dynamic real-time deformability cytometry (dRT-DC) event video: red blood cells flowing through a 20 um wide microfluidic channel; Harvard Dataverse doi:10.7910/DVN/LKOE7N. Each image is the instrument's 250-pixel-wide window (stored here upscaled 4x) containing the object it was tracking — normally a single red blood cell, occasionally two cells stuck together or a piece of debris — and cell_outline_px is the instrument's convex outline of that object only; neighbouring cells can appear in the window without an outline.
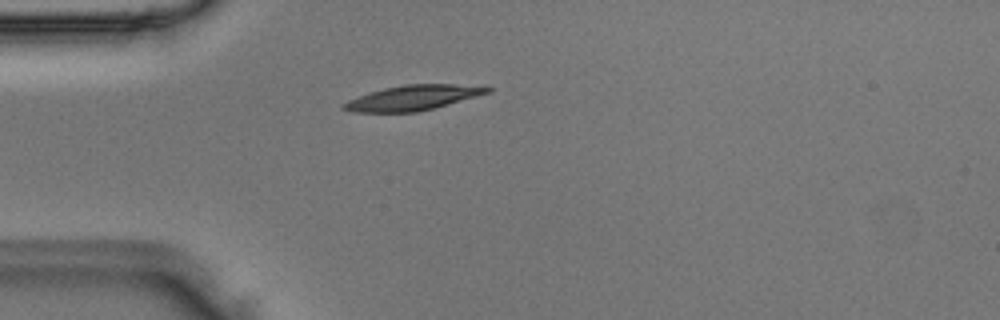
{"species": "Egyptian fruit bat (a non-hibernating species)", "species_latin": "Rousettus aegyptiacus", "temperature_condition": "room temperature", "stored_images_in_passage": 37, "camera_frame_rate_fps": 3000, "um_per_image_px": 0.085, "animal": {"sex": "male"}, "frame": {"image": 1, "passage_image": 1, "time_ms": 0.0, "image_size_px": [1000, 320], "cell_outline_px": [[492, 92], [432, 108], [416, 112], [356, 112], [340, 108], [340, 104], [348, 100], [368, 92], [384, 88], [404, 84], [488, 84], [492, 88]], "centroid_in_image_um": [35.16, 8.28], "position_along_channel_um": 49.8, "area_um2": 21.27}}
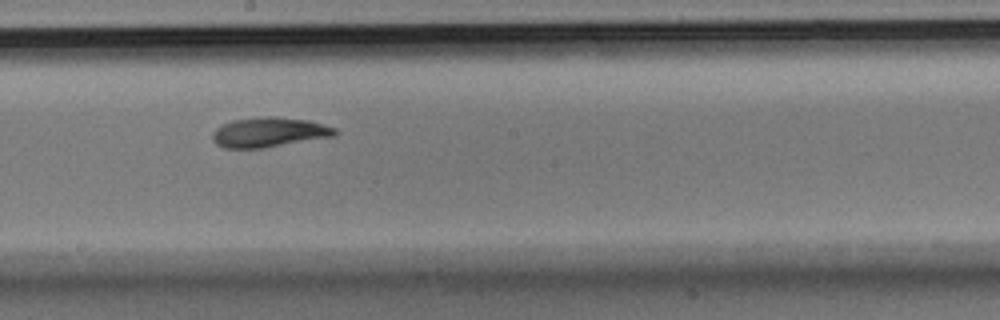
{"frame": {"image": 2, "passage_image": 15, "time_ms": 4.667, "image_size_px": [1000, 320], "cell_outline_px": [[336, 132], [332, 136], [264, 148], [224, 148], [216, 144], [212, 140], [212, 132], [216, 128], [232, 120], [264, 116], [272, 116], [308, 120], [336, 128]], "centroid_in_image_um": [22.81, 11.24], "position_along_channel_um": 225.4, "area_um2": 21.1}}
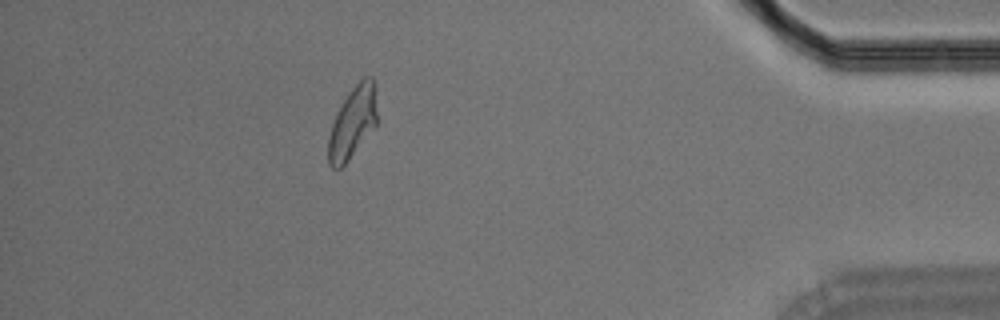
{"frame": {"image": 3, "passage_image": 32, "time_ms": 10.333, "image_size_px": [1000, 320], "cell_outline_px": [[376, 124], [348, 160], [340, 168], [332, 168], [328, 164], [328, 136], [336, 112], [348, 92], [364, 76], [372, 76], [376, 84]], "centroid_in_image_um": [29.96, 10.37], "position_along_channel_um": 405.2, "area_um2": 20.29}}